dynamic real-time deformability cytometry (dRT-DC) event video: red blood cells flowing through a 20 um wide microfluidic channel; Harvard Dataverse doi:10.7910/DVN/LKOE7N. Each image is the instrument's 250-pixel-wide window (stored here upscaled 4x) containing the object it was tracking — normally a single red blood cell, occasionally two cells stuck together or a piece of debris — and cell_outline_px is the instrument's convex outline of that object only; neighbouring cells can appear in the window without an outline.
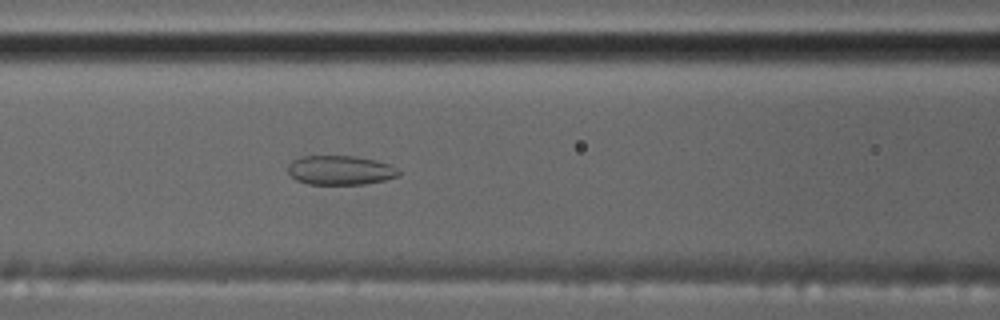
{"species": "common noctule bat (a hibernating species)", "species_latin": "Nyctalus noctula", "temperature_condition": "cold", "stored_images_in_passage": 7, "camera_frame_rate_fps": 3000, "um_per_image_px": 0.085, "animal": {"sex": "male", "body_mass_g": 17.5, "forearm_length_mm": 52.3}, "frame": {"image": 1, "passage_image": 7, "time_ms": 7.0, "image_size_px": [1000, 320], "cell_outline_px": [[400, 176], [384, 180], [364, 184], [308, 184], [296, 180], [288, 172], [288, 164], [292, 160], [300, 156], [356, 156], [376, 160], [388, 164], [396, 168], [400, 172]], "centroid_in_image_um": [28.91, 14.46], "position_along_channel_um": 137.7, "area_um2": 18.96}}